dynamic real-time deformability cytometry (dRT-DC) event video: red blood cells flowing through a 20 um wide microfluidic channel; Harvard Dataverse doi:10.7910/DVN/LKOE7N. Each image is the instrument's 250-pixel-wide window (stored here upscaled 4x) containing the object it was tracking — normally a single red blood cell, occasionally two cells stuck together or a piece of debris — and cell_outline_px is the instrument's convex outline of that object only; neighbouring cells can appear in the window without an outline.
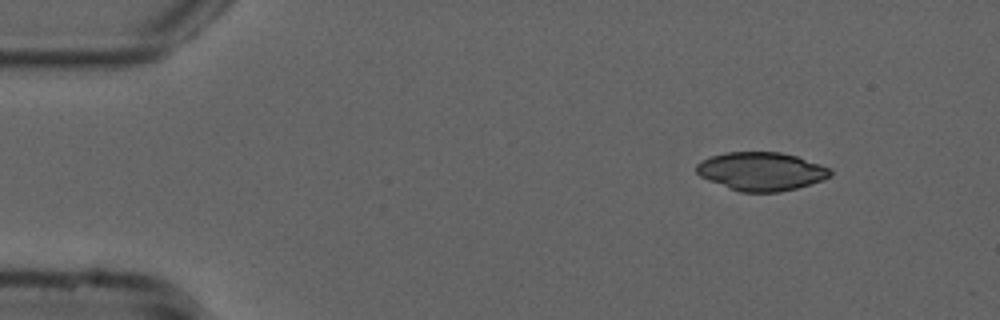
{"species": "common noctule bat (a hibernating species)", "species_latin": "Nyctalus noctula", "temperature_condition": "cold", "stored_images_in_passage": 48, "camera_frame_rate_fps": 3000, "um_per_image_px": 0.085, "animal": {"sex": "male", "forearm_length_mm": 52.5}, "frame": {"image": 1, "passage_image": 1, "time_ms": 0.0, "image_size_px": [1000, 320], "cell_outline_px": [[832, 176], [796, 188], [780, 192], [740, 192], [728, 188], [708, 180], [700, 176], [696, 172], [696, 164], [700, 160], [712, 156], [728, 152], [780, 152], [796, 156], [832, 168]], "centroid_in_image_um": [64.69, 14.56], "position_along_channel_um": 20.3, "area_um2": 29.94}}